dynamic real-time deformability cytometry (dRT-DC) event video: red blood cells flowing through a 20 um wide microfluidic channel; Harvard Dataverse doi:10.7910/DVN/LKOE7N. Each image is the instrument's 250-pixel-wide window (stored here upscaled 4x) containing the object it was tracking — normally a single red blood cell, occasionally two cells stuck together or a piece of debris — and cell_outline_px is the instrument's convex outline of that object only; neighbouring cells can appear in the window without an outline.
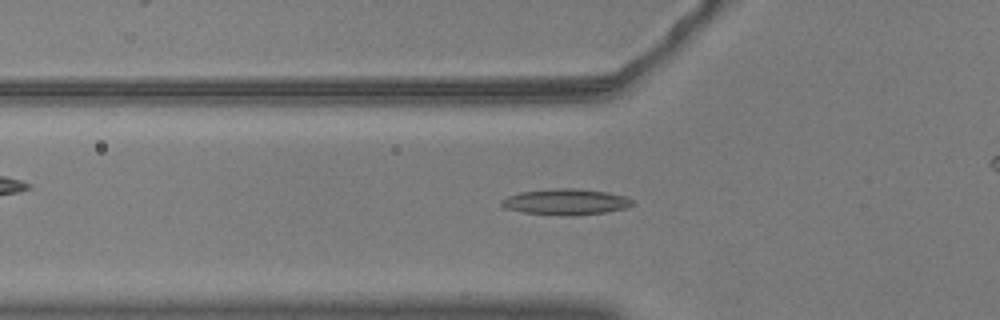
{"species": "common noctule bat (a hibernating species)", "species_latin": "Nyctalus noctula", "temperature_condition": "warm", "stored_images_in_passage": 40, "camera_frame_rate_fps": 3000, "um_per_image_px": 0.085, "animal": {"sex": "male", "body_mass_g": 20.5, "forearm_length_mm": 52.5}, "frame": {"image": 1, "passage_image": 9, "time_ms": 2.667, "image_size_px": [1000, 320], "cell_outline_px": [[636, 204], [628, 208], [608, 212], [572, 216], [560, 216], [524, 212], [500, 208], [500, 200], [508, 196], [520, 192], [552, 188], [572, 188], [604, 192], [624, 196], [632, 200]], "centroid_in_image_um": [48.06, 17.17], "position_along_channel_um": 77.7, "area_um2": 20.11}}
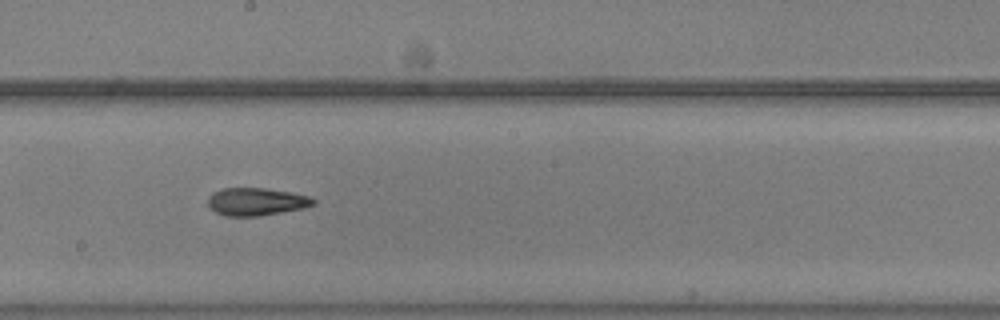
{"frame": {"image": 2, "passage_image": 21, "time_ms": 6.667, "image_size_px": [1000, 320], "cell_outline_px": [[316, 204], [304, 208], [256, 216], [224, 216], [208, 208], [204, 204], [208, 196], [212, 192], [220, 188], [264, 188], [292, 192], [312, 196], [316, 200]], "centroid_in_image_um": [21.74, 17.13], "position_along_channel_um": 226.5, "area_um2": 17.46}}
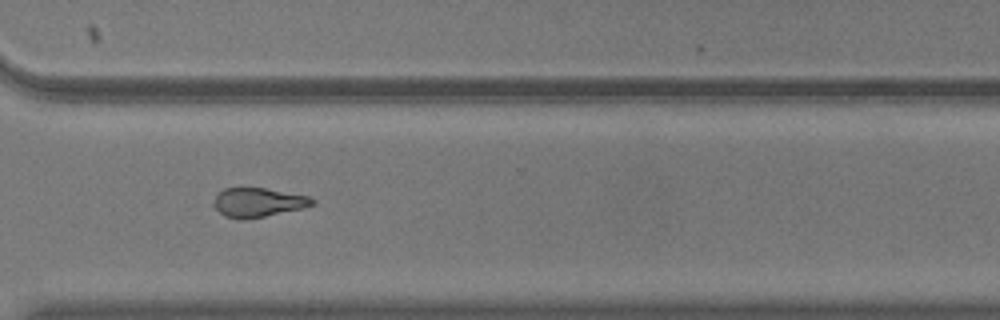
{"frame": {"image": 3, "passage_image": 31, "time_ms": 10.0, "image_size_px": [1000, 320], "cell_outline_px": [[316, 204], [304, 208], [244, 220], [240, 220], [224, 216], [212, 204], [216, 196], [224, 188], [264, 188], [308, 196], [316, 200]], "centroid_in_image_um": [21.95, 17.21], "position_along_channel_um": 348.7, "area_um2": 16.7}, "authors_computed_cell_mechanics": {"area_um2": 17.4267, "velocity_mm_per_s": 3.6769, "shape_relaxation_time_tau1_ms": 4.5313, "shape_relaxation_time_tau2_ms": 5.8447, "deformation_change_tau1": 0.1535, "deformation_change_tau2": 0.1477}}